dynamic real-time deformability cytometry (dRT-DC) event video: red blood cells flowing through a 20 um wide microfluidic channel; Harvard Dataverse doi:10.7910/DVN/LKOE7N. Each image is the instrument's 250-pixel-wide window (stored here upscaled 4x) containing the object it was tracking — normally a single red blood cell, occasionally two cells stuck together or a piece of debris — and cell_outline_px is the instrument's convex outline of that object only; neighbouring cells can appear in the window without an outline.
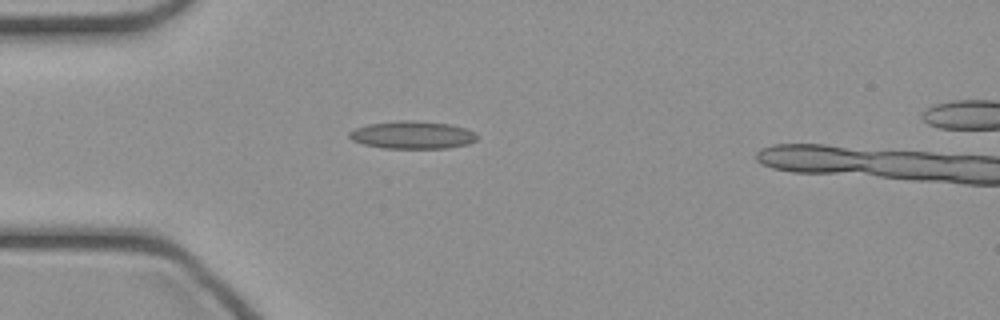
{"species": "common noctule bat (a hibernating species)", "species_latin": "Nyctalus noctula", "temperature_condition": "cold", "stored_images_in_passage": 38, "camera_frame_rate_fps": 3000, "um_per_image_px": 0.085, "animal": {"sex": "female", "body_mass_g": 21.9}, "frame": {"image": 1, "passage_image": 9, "time_ms": 2.667, "image_size_px": [1000, 320], "cell_outline_px": [[480, 136], [476, 140], [468, 144], [448, 148], [384, 148], [364, 144], [352, 140], [348, 136], [348, 132], [356, 128], [368, 124], [396, 120], [412, 120], [448, 124], [464, 128], [476, 132]], "centroid_in_image_um": [35.07, 11.47], "position_along_channel_um": 49.9, "area_um2": 20.69}}
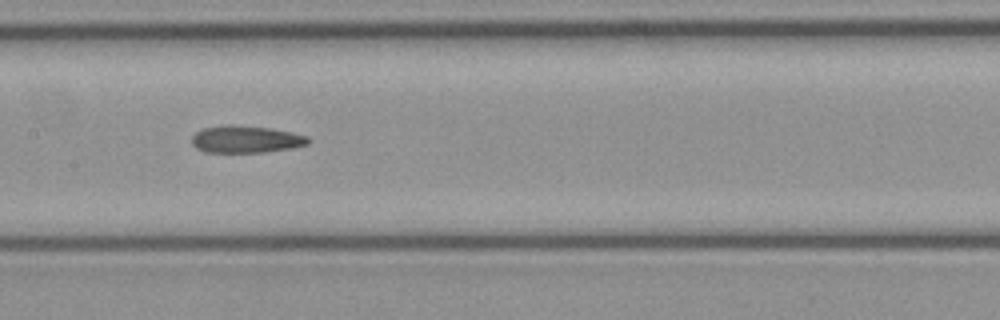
{"frame": {"image": 2, "passage_image": 19, "time_ms": 6.0, "image_size_px": [1000, 320], "cell_outline_px": [[312, 140], [308, 144], [292, 148], [264, 152], [204, 152], [196, 148], [192, 144], [192, 136], [196, 132], [204, 128], [228, 124], [232, 124], [272, 128], [292, 132], [308, 136]], "centroid_in_image_um": [20.92, 11.83], "position_along_channel_um": 186.5, "area_um2": 18.61}}
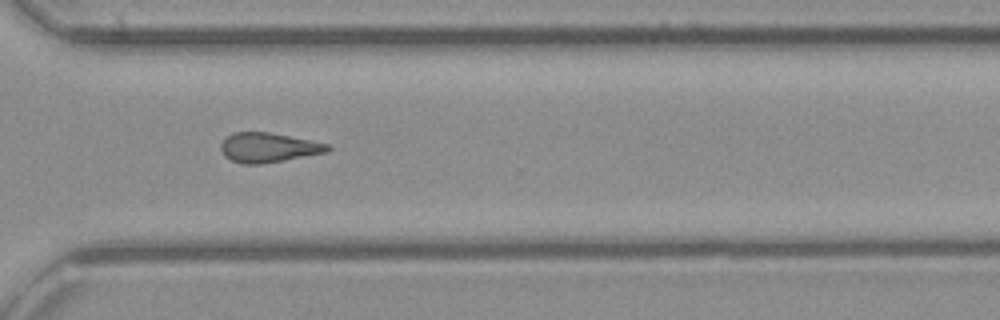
{"frame": {"image": 3, "passage_image": 30, "time_ms": 9.667, "image_size_px": [1000, 320], "cell_outline_px": [[332, 148], [328, 152], [284, 160], [260, 164], [240, 164], [224, 156], [220, 148], [220, 144], [232, 132], [268, 132], [328, 144]], "centroid_in_image_um": [22.78, 12.55], "position_along_channel_um": 347.8, "area_um2": 18.26}}